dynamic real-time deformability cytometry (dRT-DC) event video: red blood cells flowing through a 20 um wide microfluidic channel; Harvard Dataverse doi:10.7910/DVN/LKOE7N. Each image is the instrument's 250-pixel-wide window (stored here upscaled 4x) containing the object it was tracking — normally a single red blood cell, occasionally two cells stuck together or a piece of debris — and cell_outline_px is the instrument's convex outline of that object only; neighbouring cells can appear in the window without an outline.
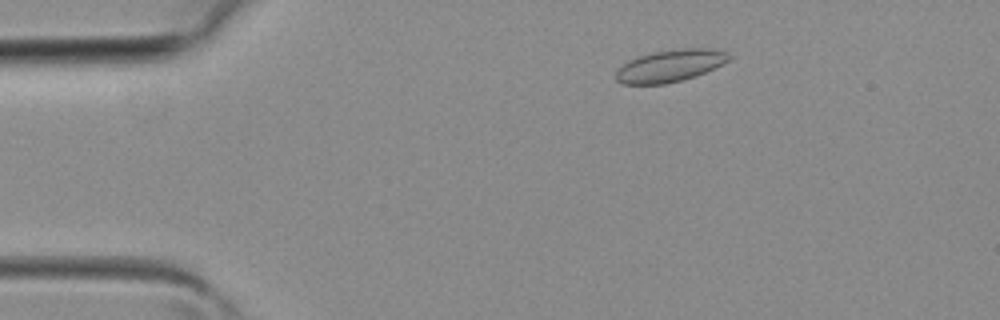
{"species": "common noctule bat (a hibernating species)", "species_latin": "Nyctalus noctula", "temperature_condition": "room temperature", "stored_images_in_passage": 12, "camera_frame_rate_fps": 3000, "um_per_image_px": 0.085, "animal": {"sex": "female", "body_mass_g": 19.3, "forearm_length_mm": 54.1}, "frame": {"image": 1, "passage_image": 4, "time_ms": 1.0, "image_size_px": [1000, 320], "cell_outline_px": [[732, 56], [728, 60], [696, 76], [664, 84], [624, 84], [616, 80], [616, 72], [624, 64], [640, 56], [656, 52], [680, 48], [716, 48], [728, 52]], "centroid_in_image_um": [57.0, 5.58], "position_along_channel_um": 28.0, "area_um2": 20.75}}
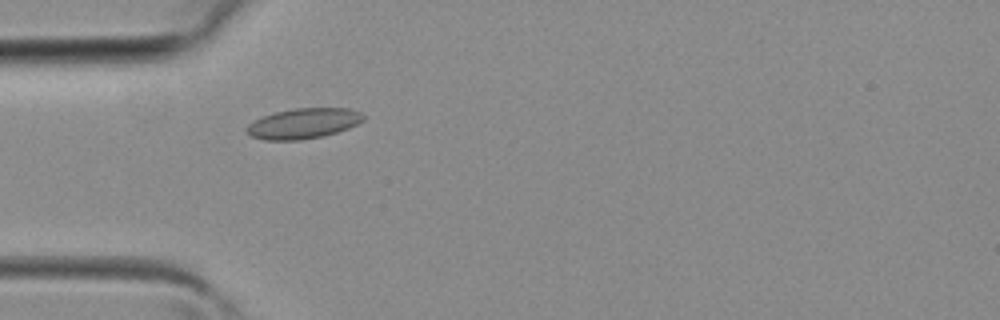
{"frame": {"image": 2, "passage_image": 9, "time_ms": 2.667, "image_size_px": [1000, 320], "cell_outline_px": [[364, 120], [348, 128], [324, 136], [300, 140], [264, 140], [252, 136], [244, 128], [248, 124], [264, 116], [276, 112], [296, 108], [348, 108], [360, 112], [364, 116]], "centroid_in_image_um": [25.79, 10.5], "position_along_channel_um": 59.2, "area_um2": 20.46}}